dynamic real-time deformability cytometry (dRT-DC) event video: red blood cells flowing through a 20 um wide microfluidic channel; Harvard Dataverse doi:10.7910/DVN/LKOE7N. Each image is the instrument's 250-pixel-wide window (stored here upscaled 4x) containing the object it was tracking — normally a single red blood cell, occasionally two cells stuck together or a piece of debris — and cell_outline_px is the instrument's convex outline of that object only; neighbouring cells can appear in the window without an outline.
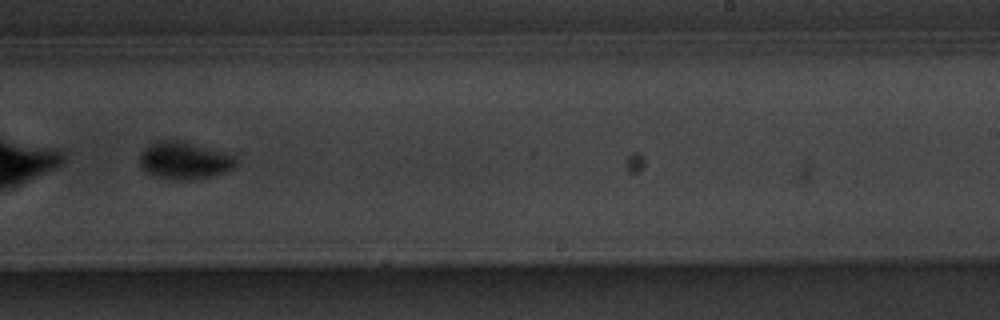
{"species": "common noctule bat (a hibernating species)", "species_latin": "Nyctalus noctula", "temperature_condition": "warm", "stored_images_in_passage": 15, "camera_frame_rate_fps": 3000, "um_per_image_px": 0.085, "animal": {"sex": "male", "body_mass_g": 20.1, "forearm_length_mm": 53.5}, "frame": {"image": 1, "passage_image": 10, "time_ms": 11.333, "image_size_px": [1000, 320], "cell_outline_px": [[236, 168], [212, 176], [188, 180], [176, 180], [156, 176], [148, 172], [140, 164], [140, 156], [156, 140], [180, 140], [224, 152], [236, 156]], "centroid_in_image_um": [15.73, 13.64], "position_along_channel_um": 273.3, "area_um2": 20.63}}
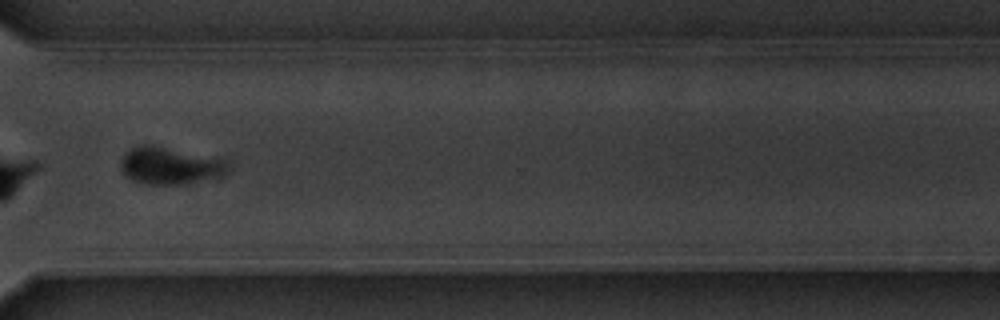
{"frame": {"image": 2, "passage_image": 12, "time_ms": 13.667, "image_size_px": [1000, 320], "cell_outline_px": [[216, 168], [204, 176], [172, 184], [148, 184], [132, 180], [124, 172], [120, 164], [120, 160], [124, 152], [132, 148], [144, 144], [148, 144], [204, 160], [216, 164]], "centroid_in_image_um": [13.8, 14.08], "position_along_channel_um": 356.8, "area_um2": 18.96}}
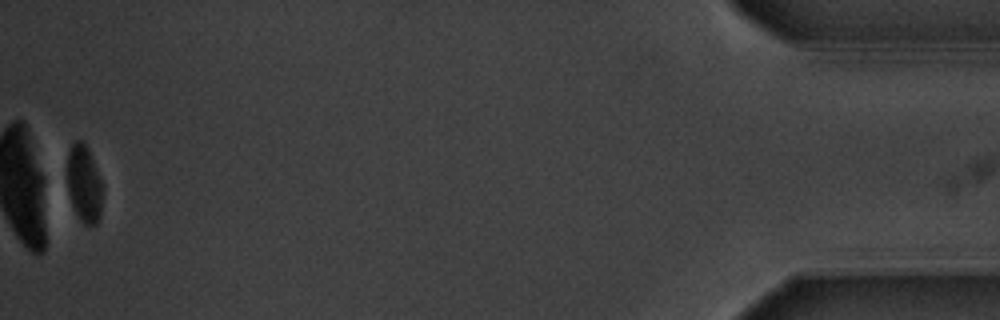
{"frame": {"image": 3, "passage_image": 15, "time_ms": 18.0, "image_size_px": [1000, 320], "cell_outline_px": [[104, 192], [100, 216], [96, 224], [84, 224], [80, 220], [72, 204], [68, 192], [68, 152], [72, 144], [76, 140], [84, 140], [88, 148], [104, 188]], "centroid_in_image_um": [7.18, 15.62], "position_along_channel_um": 428.0, "area_um2": 16.01}, "authors_computed_cell_mechanics": {"area_um2": 20.519, "velocity_mm_per_s": 3.58, "shape_relaxation_time_tau1_ms": 1.7109, "shape_relaxation_time_tau2_ms": null, "deformation_change_tau1": 0.0967, "deformation_change_tau2": null}}